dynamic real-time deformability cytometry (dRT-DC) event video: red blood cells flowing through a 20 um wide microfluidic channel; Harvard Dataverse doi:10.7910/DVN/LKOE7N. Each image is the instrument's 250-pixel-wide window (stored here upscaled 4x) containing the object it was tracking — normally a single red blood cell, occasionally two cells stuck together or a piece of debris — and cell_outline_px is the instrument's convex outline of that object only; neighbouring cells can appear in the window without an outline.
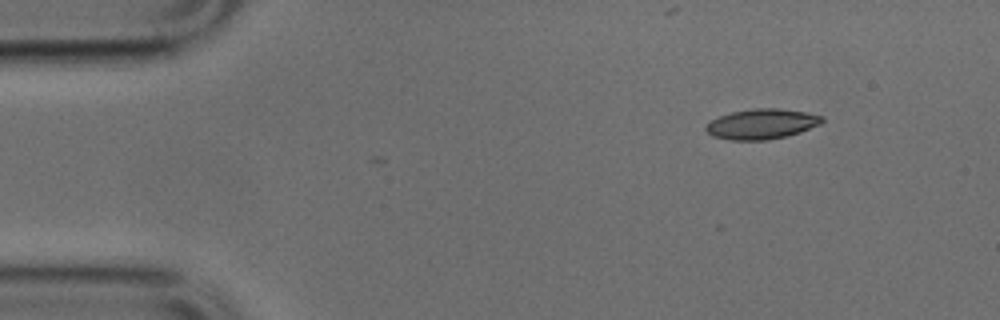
{"species": "common noctule bat (a hibernating species)", "species_latin": "Nyctalus noctula", "temperature_condition": "cold", "stored_images_in_passage": 2, "camera_frame_rate_fps": 3000, "um_per_image_px": 0.085, "animal": {"sex": "male", "body_mass_g": 17.9, "forearm_length_mm": 54.2}, "frame": {"image": 1, "passage_image": 1, "time_ms": 0.0, "image_size_px": [1000, 320], "cell_outline_px": [[824, 120], [820, 124], [800, 132], [768, 140], [728, 140], [712, 136], [704, 128], [704, 124], [720, 116], [732, 112], [756, 108], [776, 108], [804, 112], [824, 116]], "centroid_in_image_um": [64.72, 10.54], "position_along_channel_um": 20.3, "area_um2": 20.35}}